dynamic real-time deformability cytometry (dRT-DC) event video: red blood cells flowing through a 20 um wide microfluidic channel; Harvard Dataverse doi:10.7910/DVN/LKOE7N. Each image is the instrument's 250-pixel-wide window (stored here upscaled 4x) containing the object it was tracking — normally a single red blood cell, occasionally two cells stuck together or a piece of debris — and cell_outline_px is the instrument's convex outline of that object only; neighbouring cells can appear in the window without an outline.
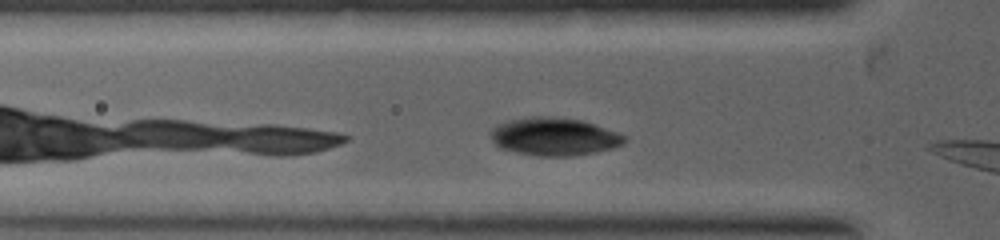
{"species": "common noctule bat (a hibernating species)", "species_latin": "Nyctalus noctula", "temperature_condition": "warm", "stored_images_in_passage": 16, "camera_frame_rate_fps": 5000, "um_per_image_px": 0.085, "animal": {"sex": "female", "body_mass_g": 19.0, "forearm_length_mm": 53.3}, "frame": {"image": 1, "passage_image": 3, "time_ms": 0.6, "image_size_px": [1000, 240], "cell_outline_px": [[628, 140], [624, 144], [612, 148], [596, 152], [572, 156], [536, 156], [500, 148], [492, 140], [492, 128], [496, 124], [508, 120], [532, 116], [548, 116], [580, 120], [596, 124], [616, 132], [624, 136]], "centroid_in_image_um": [47.11, 11.61], "position_along_channel_um": 78.7, "area_um2": 29.54}}
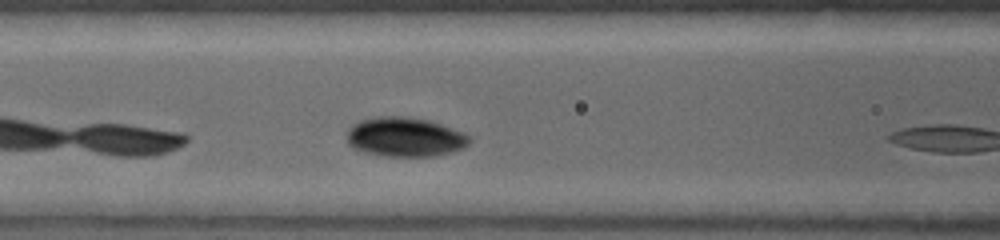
{"frame": {"image": 2, "passage_image": 5, "time_ms": 1.4, "image_size_px": [1000, 240], "cell_outline_px": [[472, 140], [464, 148], [452, 152], [432, 156], [384, 156], [364, 152], [348, 144], [348, 128], [352, 124], [360, 120], [376, 116], [408, 116], [428, 120], [464, 132], [472, 136]], "centroid_in_image_um": [34.45, 11.64], "position_along_channel_um": 132.2, "area_um2": 28.32}}
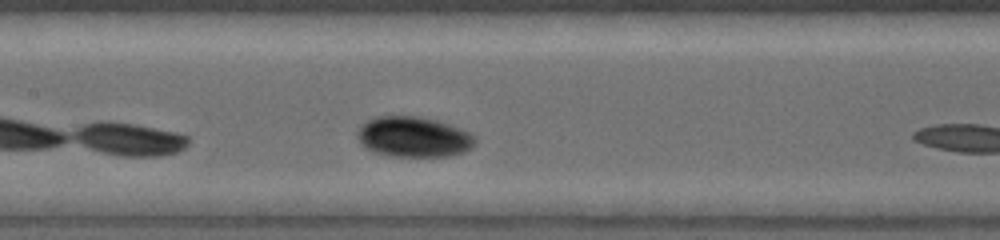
{"frame": {"image": 3, "passage_image": 7, "time_ms": 2.0, "image_size_px": [1000, 240], "cell_outline_px": [[476, 140], [464, 152], [452, 156], [388, 156], [364, 148], [356, 136], [356, 132], [368, 120], [376, 116], [420, 116], [436, 120], [448, 124], [468, 132]], "centroid_in_image_um": [35.1, 11.64], "position_along_channel_um": 172.3, "area_um2": 27.51}}